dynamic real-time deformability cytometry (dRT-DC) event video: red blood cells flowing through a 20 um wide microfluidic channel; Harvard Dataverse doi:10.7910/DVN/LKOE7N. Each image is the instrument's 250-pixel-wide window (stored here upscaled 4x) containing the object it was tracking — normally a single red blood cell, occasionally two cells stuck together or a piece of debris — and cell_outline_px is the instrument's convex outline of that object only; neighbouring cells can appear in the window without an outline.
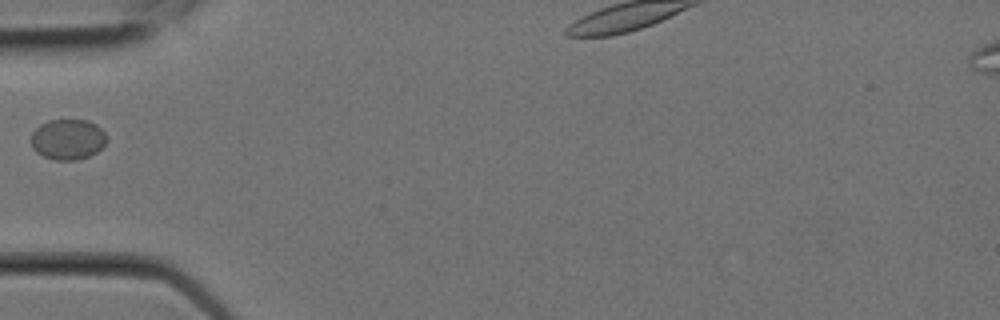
{"species": "Egyptian fruit bat (a non-hibernating species)", "species_latin": "Rousettus aegyptiacus", "temperature_condition": "room temperature", "stored_images_in_passage": 4, "camera_frame_rate_fps": 3000, "um_per_image_px": 0.085, "animal": {"sex": "female"}, "frame": {"image": 1, "passage_image": 1, "time_ms": 0.0, "image_size_px": [1000, 320], "cell_outline_px": [[108, 140], [96, 152], [88, 156], [76, 160], [52, 160], [36, 152], [32, 148], [32, 132], [40, 124], [48, 120], [88, 120], [96, 124], [104, 132]], "centroid_in_image_um": [5.76, 11.84], "position_along_channel_um": 79.2, "area_um2": 17.86}}
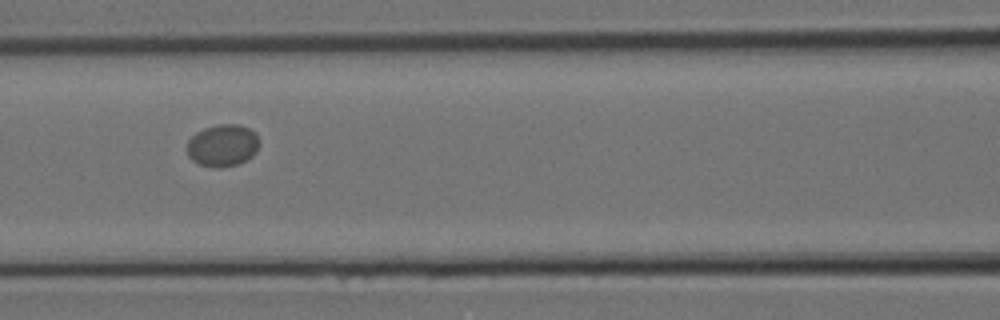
{"frame": {"image": 2, "passage_image": 3, "time_ms": 0.667, "image_size_px": [1000, 320], "cell_outline_px": [[260, 144], [256, 152], [252, 156], [236, 164], [220, 168], [212, 168], [200, 164], [192, 160], [188, 156], [188, 140], [196, 132], [204, 128], [220, 124], [240, 124], [256, 132], [260, 140]], "centroid_in_image_um": [18.95, 12.35], "position_along_channel_um": 147.7, "area_um2": 17.86}}
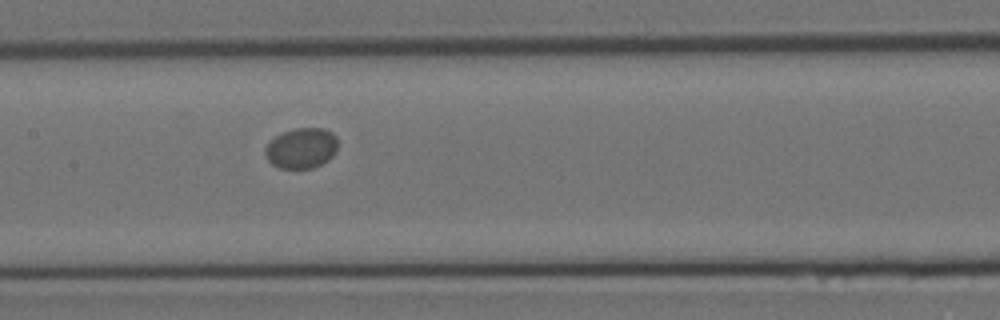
{"frame": {"image": 3, "passage_image": 4, "time_ms": 1.0, "image_size_px": [1000, 320], "cell_outline_px": [[336, 152], [328, 160], [312, 168], [280, 168], [272, 164], [268, 160], [264, 152], [264, 148], [268, 140], [284, 132], [296, 128], [324, 128], [332, 132], [336, 136]], "centroid_in_image_um": [25.59, 12.58], "position_along_channel_um": 181.8, "area_um2": 17.17}}